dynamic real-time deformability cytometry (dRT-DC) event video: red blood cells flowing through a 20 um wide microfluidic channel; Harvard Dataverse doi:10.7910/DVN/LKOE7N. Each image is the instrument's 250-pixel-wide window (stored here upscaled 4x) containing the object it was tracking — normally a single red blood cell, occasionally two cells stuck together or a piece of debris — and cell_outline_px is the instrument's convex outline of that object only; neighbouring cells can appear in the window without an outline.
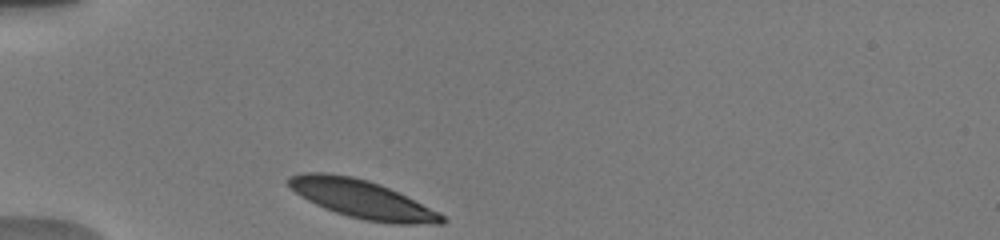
{"species": "human", "species_latin": "Homo sapiens", "temperature_condition": "warm", "stored_images_in_passage": 50, "camera_frame_rate_fps": 3000, "um_per_image_px": 0.085, "donor": {"sex": "male"}, "frame": {"image": 1, "passage_image": 1, "time_ms": 0.0, "image_size_px": [1000, 240], "cell_outline_px": [[448, 220], [444, 224], [392, 224], [364, 220], [348, 216], [324, 208], [300, 196], [284, 180], [288, 176], [300, 172], [324, 172], [352, 176], [368, 180], [380, 184], [444, 216]], "centroid_in_image_um": [30.7, 16.92], "position_along_channel_um": 54.3, "area_um2": 33.81}}
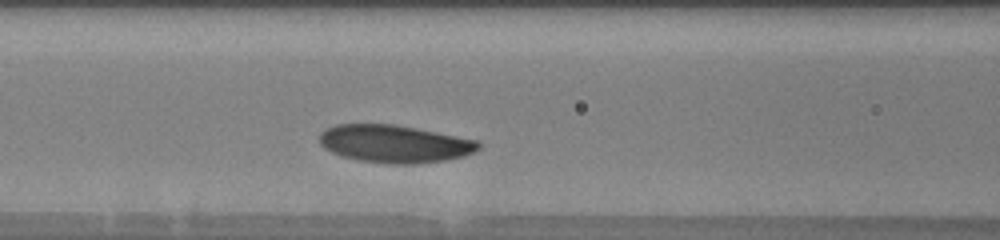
{"frame": {"image": 2, "passage_image": 15, "time_ms": 2.667, "image_size_px": [1000, 240], "cell_outline_px": [[480, 148], [464, 156], [444, 160], [416, 164], [392, 164], [360, 160], [344, 156], [332, 152], [324, 148], [320, 144], [320, 132], [336, 124], [396, 124], [476, 140], [480, 144]], "centroid_in_image_um": [33.52, 12.22], "position_along_channel_um": 133.1, "area_um2": 34.62}}
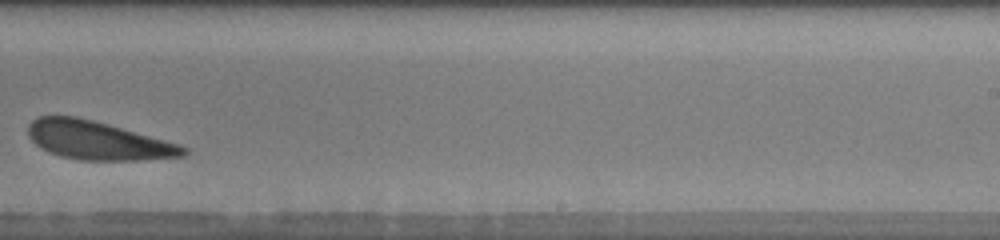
{"frame": {"image": 3, "passage_image": 34, "time_ms": 6.667, "image_size_px": [1000, 240], "cell_outline_px": [[188, 152], [184, 156], [136, 160], [80, 160], [60, 156], [48, 152], [40, 148], [28, 136], [28, 124], [32, 120], [40, 116], [76, 116], [108, 124], [180, 144], [188, 148]], "centroid_in_image_um": [8.3, 11.94], "position_along_channel_um": 280.7, "area_um2": 34.74}, "authors_computed_cell_mechanics": {"area_um2": 35.1424, "velocity_mm_per_s": 3.6956, "shape_relaxation_time_tau1_ms": 0.6925, "shape_relaxation_time_tau2_ms": 7.2103, "deformation_change_tau1": 0.0701, "deformation_change_tau2": 0.1757}}